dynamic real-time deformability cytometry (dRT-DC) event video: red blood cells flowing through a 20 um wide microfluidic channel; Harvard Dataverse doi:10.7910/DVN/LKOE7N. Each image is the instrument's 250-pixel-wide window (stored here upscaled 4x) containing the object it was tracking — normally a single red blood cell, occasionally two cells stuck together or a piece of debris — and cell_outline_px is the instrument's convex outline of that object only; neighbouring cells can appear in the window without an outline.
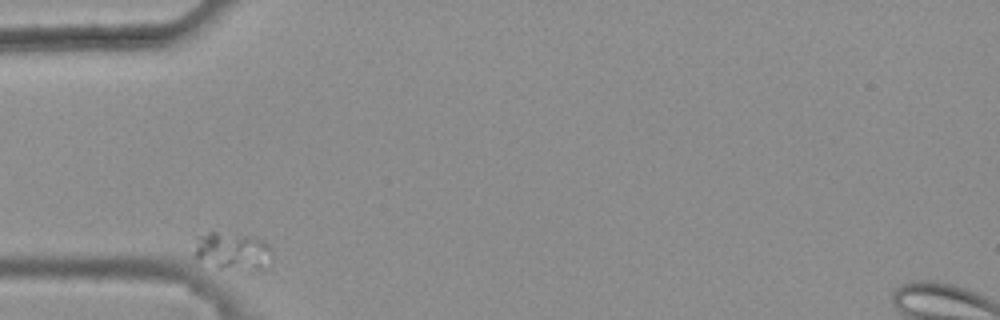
{"species": "common noctule bat (a hibernating species)", "species_latin": "Nyctalus noctula", "temperature_condition": "warm", "stored_images_in_passage": 33, "camera_frame_rate_fps": 3000, "um_per_image_px": 0.085, "animal": {"sex": "female", "body_mass_g": 25.1}, "frame": {"image": 1, "passage_image": 1, "time_ms": 0.0, "image_size_px": [1000, 320], "cell_outline_px": [[272, 264], [264, 268], [252, 272], [248, 272], [220, 268], [196, 256], [192, 252], [200, 236], [208, 232], [216, 232], [256, 236], [268, 244], [272, 252]], "centroid_in_image_um": [19.88, 21.38], "position_along_channel_um": 65.1, "area_um2": 17.4}}
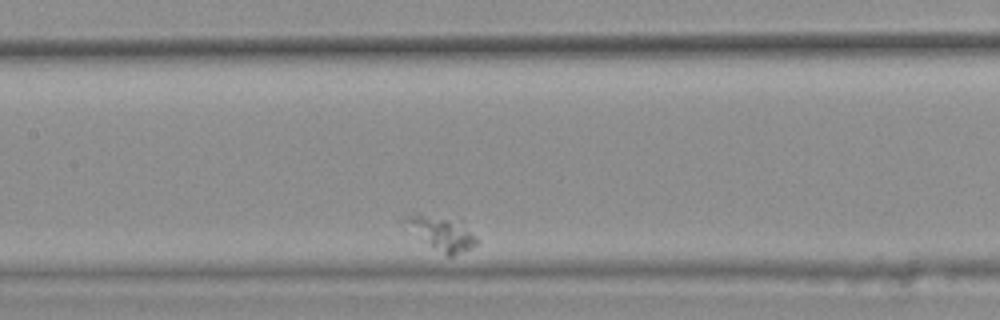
{"frame": {"image": 2, "passage_image": 13, "time_ms": 4.0, "image_size_px": [1000, 320], "cell_outline_px": [[480, 240], [476, 244], [452, 256], [448, 256], [432, 244], [404, 220], [412, 216], [460, 216]], "centroid_in_image_um": [37.82, 19.77], "position_along_channel_um": 169.6, "area_um2": 13.12}}
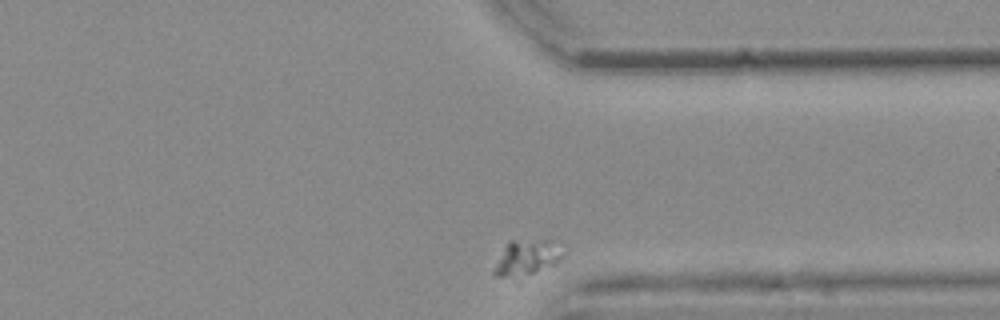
{"frame": {"image": 3, "passage_image": 33, "time_ms": 10.667, "image_size_px": [1000, 320], "cell_outline_px": [[568, 252], [556, 264], [524, 284], [520, 284], [492, 276], [492, 272], [504, 248], [512, 240], [564, 240]], "centroid_in_image_um": [44.9, 22.04], "position_along_channel_um": 366.5, "area_um2": 16.65}}